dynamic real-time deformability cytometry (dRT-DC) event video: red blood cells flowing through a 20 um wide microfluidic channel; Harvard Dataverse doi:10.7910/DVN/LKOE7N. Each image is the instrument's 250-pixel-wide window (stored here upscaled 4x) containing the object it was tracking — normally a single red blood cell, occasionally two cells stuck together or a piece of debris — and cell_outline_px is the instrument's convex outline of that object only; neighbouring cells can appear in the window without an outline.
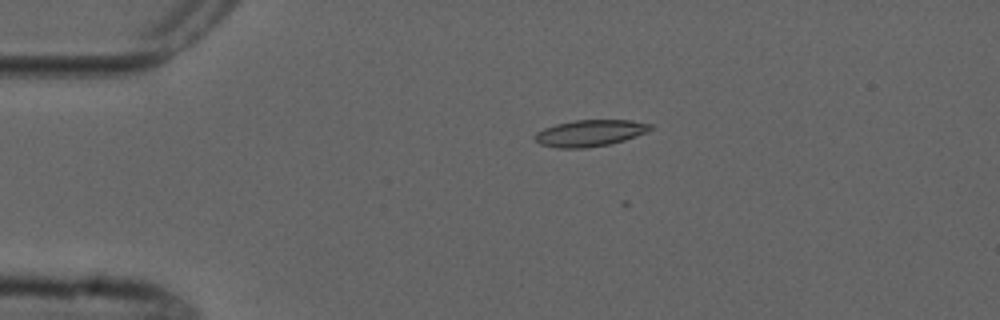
{"species": "common noctule bat (a hibernating species)", "species_latin": "Nyctalus noctula", "temperature_condition": "cold", "stored_images_in_passage": 6, "camera_frame_rate_fps": 3000, "um_per_image_px": 0.085, "animal": {"sex": "male", "forearm_length_mm": 52.5}, "frame": {"image": 1, "passage_image": 3, "time_ms": 2.667, "image_size_px": [1000, 320], "cell_outline_px": [[652, 128], [648, 132], [624, 140], [608, 144], [584, 148], [556, 148], [540, 144], [532, 136], [536, 132], [544, 128], [556, 124], [576, 120], [632, 120], [652, 124]], "centroid_in_image_um": [50.14, 11.31], "position_along_channel_um": 34.9, "area_um2": 17.86}}
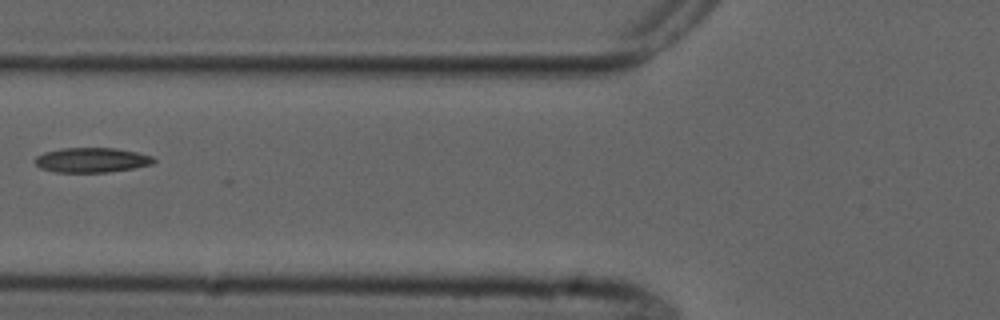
{"frame": {"image": 2, "passage_image": 5, "time_ms": 6.0, "image_size_px": [1000, 320], "cell_outline_px": [[156, 160], [152, 164], [132, 168], [108, 172], [56, 172], [40, 168], [32, 160], [36, 156], [44, 152], [64, 148], [116, 148], [136, 152], [152, 156]], "centroid_in_image_um": [7.76, 13.6], "position_along_channel_um": 118.0, "area_um2": 17.11}}
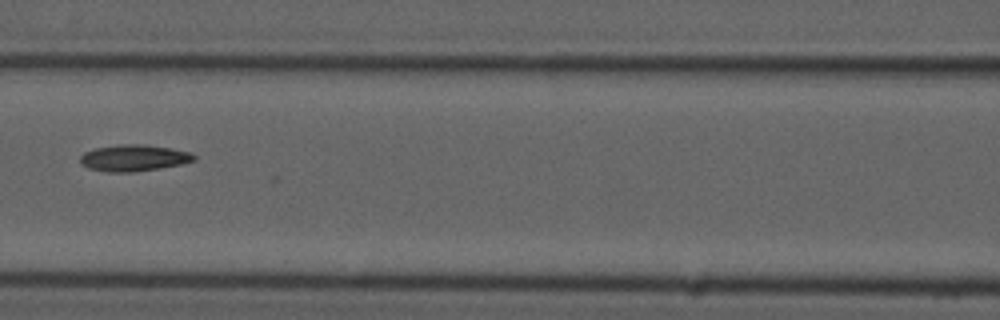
{"frame": {"image": 3, "passage_image": 6, "time_ms": 7.0, "image_size_px": [1000, 320], "cell_outline_px": [[196, 160], [180, 164], [160, 168], [132, 172], [108, 172], [88, 168], [80, 160], [80, 156], [84, 152], [96, 148], [120, 144], [144, 144], [192, 152], [196, 156]], "centroid_in_image_um": [11.39, 13.42], "position_along_channel_um": 155.2, "area_um2": 17.46}}